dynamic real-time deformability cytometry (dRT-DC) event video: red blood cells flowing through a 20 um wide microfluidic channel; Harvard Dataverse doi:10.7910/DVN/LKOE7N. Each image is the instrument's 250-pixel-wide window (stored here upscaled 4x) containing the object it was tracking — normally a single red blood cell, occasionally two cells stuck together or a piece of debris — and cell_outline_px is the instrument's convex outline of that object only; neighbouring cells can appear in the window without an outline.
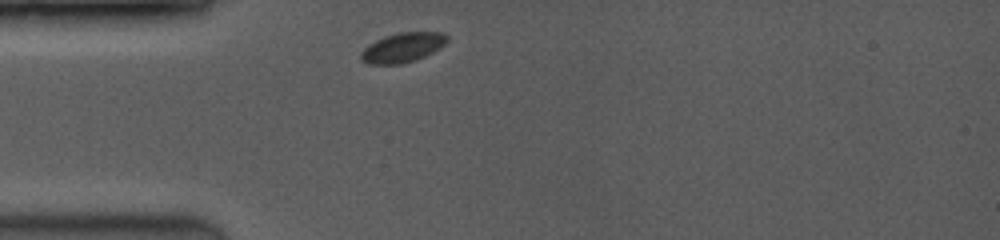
{"species": "common noctule bat (a hibernating species)", "species_latin": "Nyctalus noctula", "temperature_condition": "room temperature", "stored_images_in_passage": 15, "camera_frame_rate_fps": 3500, "um_per_image_px": 0.085, "animal": {"sex": "female", "body_mass_g": 19.0, "forearm_length_mm": 53.3}, "frame": {"image": 1, "passage_image": 1, "time_ms": 0.0, "image_size_px": [1000, 240], "cell_outline_px": [[448, 40], [440, 48], [424, 56], [400, 64], [368, 64], [360, 60], [360, 52], [368, 44], [384, 36], [400, 32], [444, 32], [448, 36]], "centroid_in_image_um": [34.2, 4.03], "position_along_channel_um": 50.8, "area_um2": 14.85}}
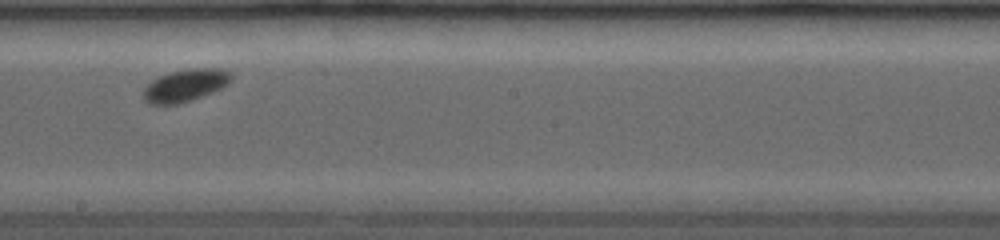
{"frame": {"image": 2, "passage_image": 8, "time_ms": 2.0, "image_size_px": [1000, 240], "cell_outline_px": [[232, 80], [228, 84], [212, 92], [176, 104], [148, 104], [144, 100], [144, 88], [152, 80], [168, 72], [192, 68], [220, 68], [232, 72]], "centroid_in_image_um": [15.76, 7.23], "position_along_channel_um": 232.4, "area_um2": 16.42}}
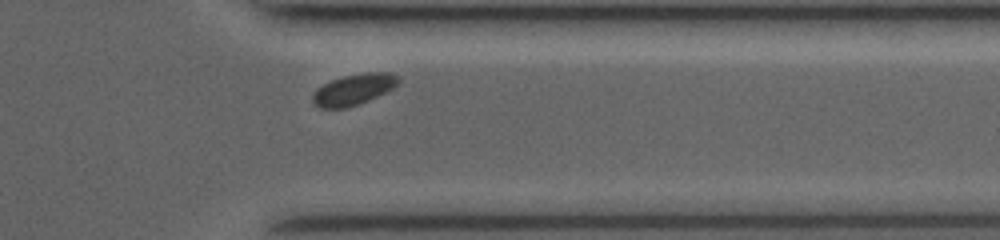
{"frame": {"image": 3, "passage_image": 13, "time_ms": 3.429, "image_size_px": [1000, 240], "cell_outline_px": [[400, 80], [392, 88], [368, 100], [344, 108], [320, 108], [312, 100], [312, 96], [316, 88], [332, 80], [344, 76], [364, 72], [392, 72], [400, 76]], "centroid_in_image_um": [30.07, 7.58], "position_along_channel_um": 381.3, "area_um2": 15.26}}